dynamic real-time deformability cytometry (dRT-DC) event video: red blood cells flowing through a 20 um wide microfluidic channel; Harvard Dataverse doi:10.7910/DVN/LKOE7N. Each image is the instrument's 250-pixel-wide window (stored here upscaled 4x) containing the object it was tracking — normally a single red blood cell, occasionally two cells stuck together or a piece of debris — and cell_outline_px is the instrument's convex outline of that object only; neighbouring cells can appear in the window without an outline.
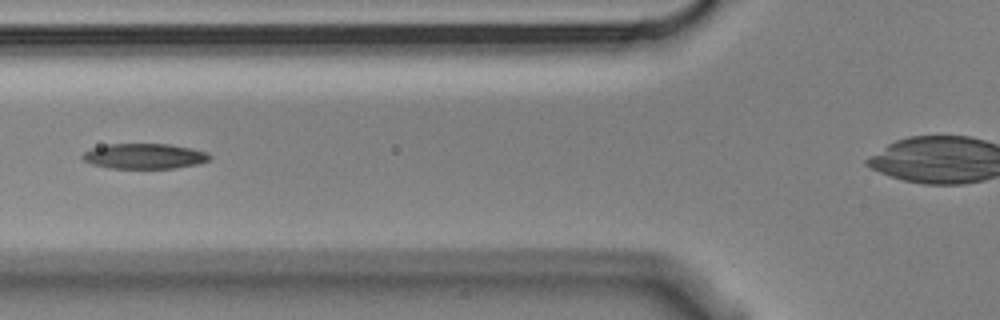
{"species": "Egyptian fruit bat (a non-hibernating species)", "species_latin": "Rousettus aegyptiacus", "temperature_condition": "cold", "stored_images_in_passage": 7, "camera_frame_rate_fps": 3000, "um_per_image_px": 0.085, "animal": {"sex": "male"}, "frame": {"image": 1, "passage_image": 6, "time_ms": 1.667, "image_size_px": [1000, 320], "cell_outline_px": [[212, 156], [208, 160], [196, 164], [172, 168], [108, 168], [92, 164], [84, 160], [80, 156], [84, 152], [92, 148], [108, 144], [168, 144], [208, 152]], "centroid_in_image_um": [12.24, 13.27], "position_along_channel_um": 113.6, "area_um2": 18.55}}